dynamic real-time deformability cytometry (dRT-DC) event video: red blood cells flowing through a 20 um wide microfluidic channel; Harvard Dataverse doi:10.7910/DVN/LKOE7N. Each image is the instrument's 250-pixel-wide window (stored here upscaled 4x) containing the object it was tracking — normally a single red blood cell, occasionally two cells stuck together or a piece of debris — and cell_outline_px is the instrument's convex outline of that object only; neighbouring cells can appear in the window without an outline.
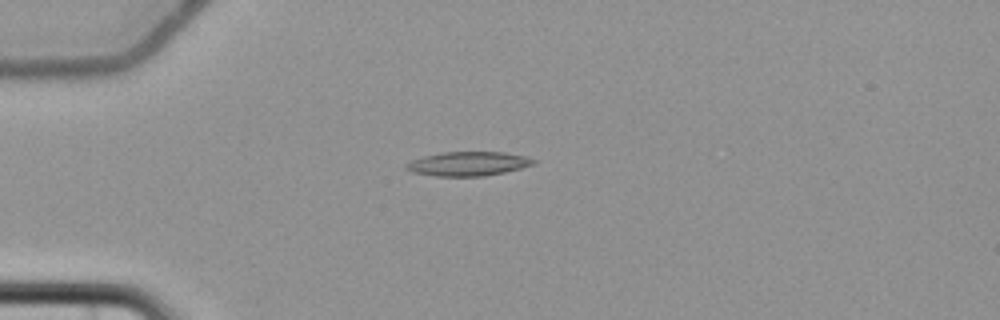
{"species": "common noctule bat (a hibernating species)", "species_latin": "Nyctalus noctula", "temperature_condition": "cold", "stored_images_in_passage": 7, "camera_frame_rate_fps": 3000, "um_per_image_px": 0.085, "animal": {"sex": "female", "body_mass_g": 22.7, "forearm_length_mm": 54.2}, "frame": {"image": 1, "passage_image": 5, "time_ms": 5.0, "image_size_px": [1000, 320], "cell_outline_px": [[536, 164], [504, 172], [484, 176], [436, 176], [412, 172], [404, 168], [404, 164], [412, 160], [424, 156], [444, 152], [504, 152], [524, 156], [536, 160]], "centroid_in_image_um": [39.77, 13.92], "position_along_channel_um": 45.2, "area_um2": 17.86}}
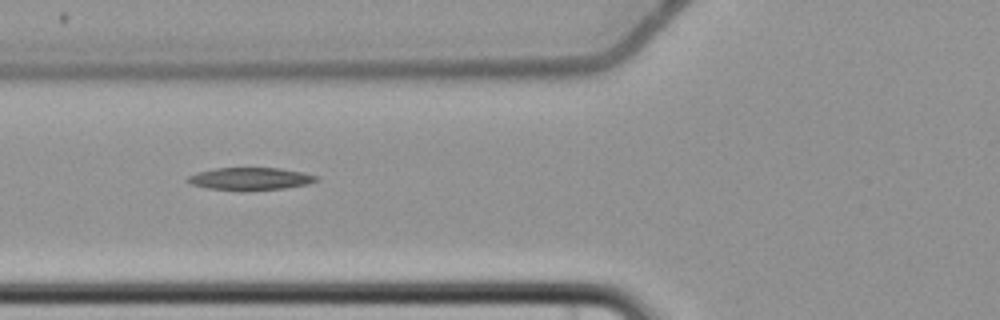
{"frame": {"image": 2, "passage_image": 7, "time_ms": 7.333, "image_size_px": [1000, 320], "cell_outline_px": [[320, 180], [308, 184], [284, 188], [244, 192], [208, 188], [192, 184], [184, 180], [188, 176], [196, 172], [212, 168], [280, 168], [304, 172], [320, 176]], "centroid_in_image_um": [21.29, 15.2], "position_along_channel_um": 104.5, "area_um2": 17.4}}